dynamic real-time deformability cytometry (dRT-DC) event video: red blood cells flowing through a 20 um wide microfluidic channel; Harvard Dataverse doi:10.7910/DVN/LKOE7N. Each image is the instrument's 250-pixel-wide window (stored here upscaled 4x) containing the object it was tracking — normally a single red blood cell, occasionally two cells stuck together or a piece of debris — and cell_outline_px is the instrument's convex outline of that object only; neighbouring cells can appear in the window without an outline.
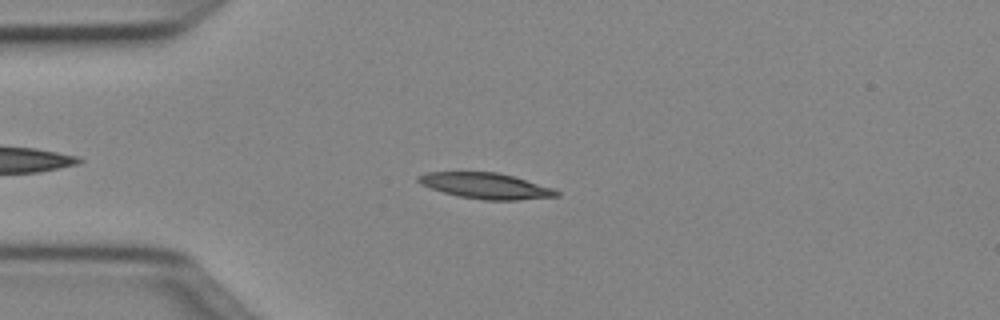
{"species": "Egyptian fruit bat (a non-hibernating species)", "species_latin": "Rousettus aegyptiacus", "temperature_condition": "cold", "stored_images_in_passage": 45, "camera_frame_rate_fps": 3000, "um_per_image_px": 0.085, "animal": {"sex": "female"}, "frame": {"image": 1, "passage_image": 8, "time_ms": 2.333, "image_size_px": [1000, 320], "cell_outline_px": [[560, 196], [516, 200], [484, 200], [460, 196], [444, 192], [420, 184], [416, 180], [416, 176], [428, 172], [496, 172], [512, 176], [552, 188], [560, 192]], "centroid_in_image_um": [41.27, 15.79], "position_along_channel_um": 43.7, "area_um2": 20.52}}
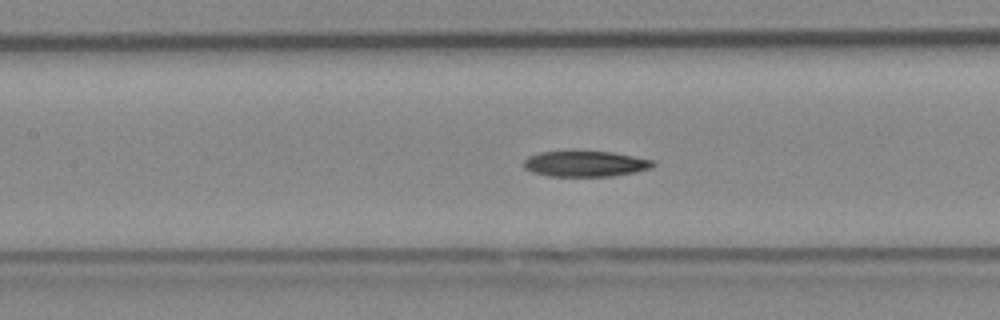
{"frame": {"image": 2, "passage_image": 18, "time_ms": 5.667, "image_size_px": [1000, 320], "cell_outline_px": [[656, 164], [648, 168], [636, 172], [612, 176], [548, 176], [532, 172], [524, 168], [524, 160], [528, 156], [540, 152], [572, 148], [612, 152], [656, 160]], "centroid_in_image_um": [49.72, 13.87], "position_along_channel_um": 157.7, "area_um2": 20.29}}
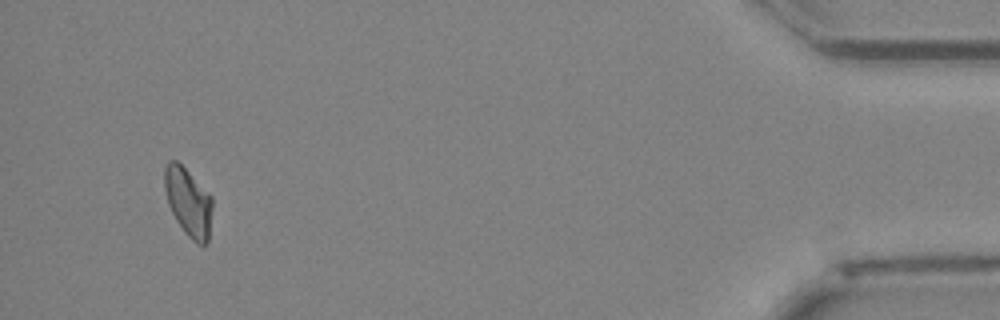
{"frame": {"image": 3, "passage_image": 43, "time_ms": 14.0, "image_size_px": [1000, 320], "cell_outline_px": [[212, 208], [208, 244], [196, 244], [184, 232], [176, 220], [168, 204], [164, 188], [164, 168], [168, 160], [176, 160], [212, 196]], "centroid_in_image_um": [16.0, 17.19], "position_along_channel_um": 419.2, "area_um2": 19.02}}